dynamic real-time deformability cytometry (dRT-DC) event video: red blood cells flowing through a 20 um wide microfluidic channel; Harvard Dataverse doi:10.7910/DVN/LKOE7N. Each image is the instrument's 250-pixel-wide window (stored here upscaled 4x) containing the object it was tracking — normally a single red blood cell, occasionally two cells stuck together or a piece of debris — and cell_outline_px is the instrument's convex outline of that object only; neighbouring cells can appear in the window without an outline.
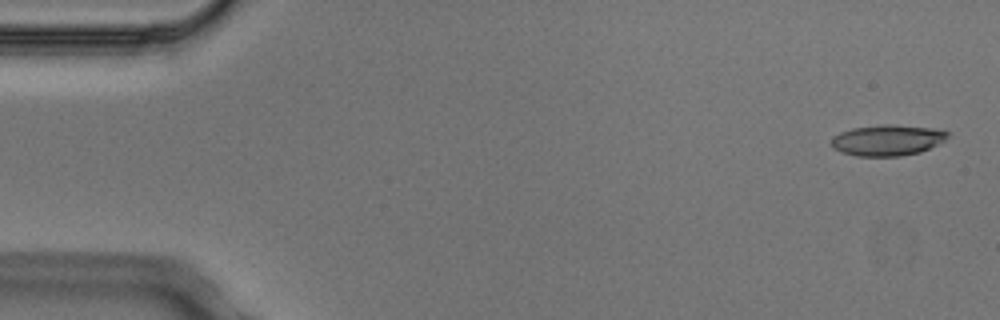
{"species": "Egyptian fruit bat (a non-hibernating species)", "species_latin": "Rousettus aegyptiacus", "temperature_condition": "cold", "stored_images_in_passage": 4, "camera_frame_rate_fps": 3000, "um_per_image_px": 0.085, "animal": {"sex": "male"}, "frame": {"image": 1, "passage_image": 1, "time_ms": 0.0, "image_size_px": [1000, 320], "cell_outline_px": [[948, 136], [944, 140], [920, 152], [900, 156], [856, 156], [840, 152], [832, 148], [832, 136], [840, 132], [852, 128], [880, 124], [892, 124], [932, 128], [948, 132]], "centroid_in_image_um": [75.37, 11.91], "position_along_channel_um": 9.6, "area_um2": 20.92}}